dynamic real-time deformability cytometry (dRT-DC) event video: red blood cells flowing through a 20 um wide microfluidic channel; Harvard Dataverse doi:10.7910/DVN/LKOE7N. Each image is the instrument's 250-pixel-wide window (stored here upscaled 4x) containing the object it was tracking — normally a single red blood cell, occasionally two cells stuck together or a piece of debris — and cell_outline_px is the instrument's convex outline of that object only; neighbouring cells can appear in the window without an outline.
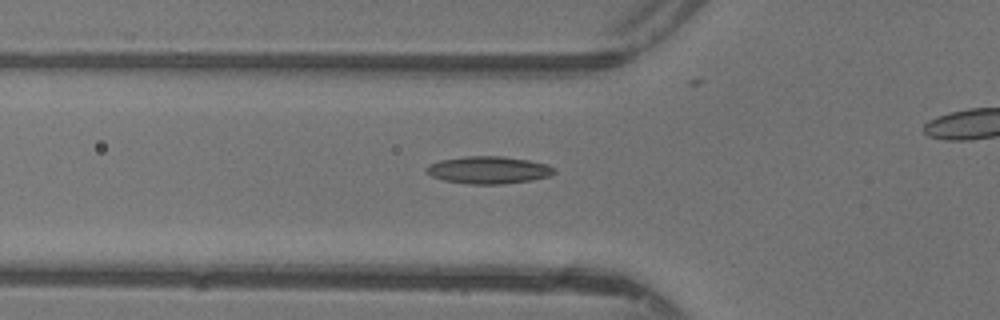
{"species": "common noctule bat (a hibernating species)", "species_latin": "Nyctalus noctula", "temperature_condition": "warm", "stored_images_in_passage": 39, "camera_frame_rate_fps": 3000, "um_per_image_px": 0.085, "animal": {"sex": "female"}, "frame": {"image": 1, "passage_image": 17, "time_ms": 5.333, "image_size_px": [1000, 320], "cell_outline_px": [[556, 172], [548, 176], [532, 180], [500, 184], [468, 184], [444, 180], [432, 176], [424, 172], [424, 168], [428, 164], [440, 160], [464, 156], [504, 156], [528, 160], [544, 164], [556, 168]], "centroid_in_image_um": [41.48, 14.44], "position_along_channel_um": 84.3, "area_um2": 20.46}}
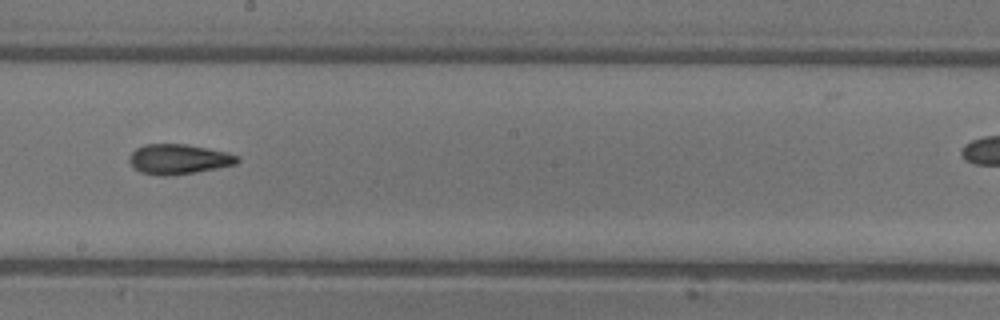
{"frame": {"image": 2, "passage_image": 27, "time_ms": 8.667, "image_size_px": [1000, 320], "cell_outline_px": [[240, 160], [236, 164], [196, 172], [168, 176], [160, 176], [140, 172], [128, 160], [128, 156], [136, 148], [144, 144], [184, 144], [208, 148], [228, 152], [240, 156]], "centroid_in_image_um": [15.19, 13.52], "position_along_channel_um": 233.0, "area_um2": 18.96}}
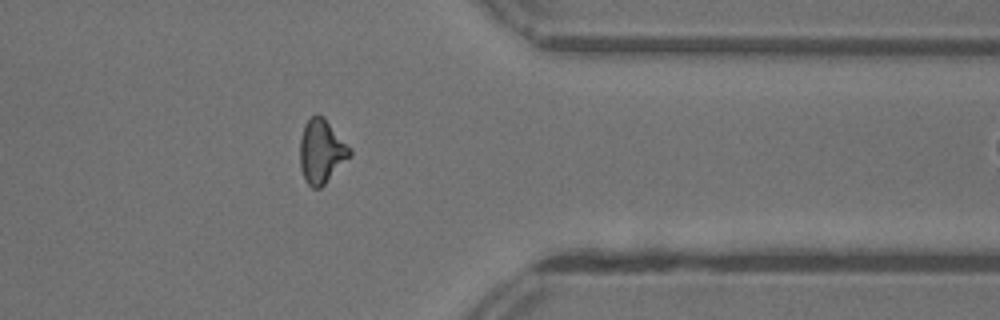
{"frame": {"image": 3, "passage_image": 38, "time_ms": 12.333, "image_size_px": [1000, 320], "cell_outline_px": [[352, 156], [320, 188], [312, 188], [304, 180], [300, 168], [300, 140], [304, 124], [316, 112], [324, 116], [352, 148]], "centroid_in_image_um": [27.34, 12.84], "position_along_channel_um": 384.1, "area_um2": 18.96}}